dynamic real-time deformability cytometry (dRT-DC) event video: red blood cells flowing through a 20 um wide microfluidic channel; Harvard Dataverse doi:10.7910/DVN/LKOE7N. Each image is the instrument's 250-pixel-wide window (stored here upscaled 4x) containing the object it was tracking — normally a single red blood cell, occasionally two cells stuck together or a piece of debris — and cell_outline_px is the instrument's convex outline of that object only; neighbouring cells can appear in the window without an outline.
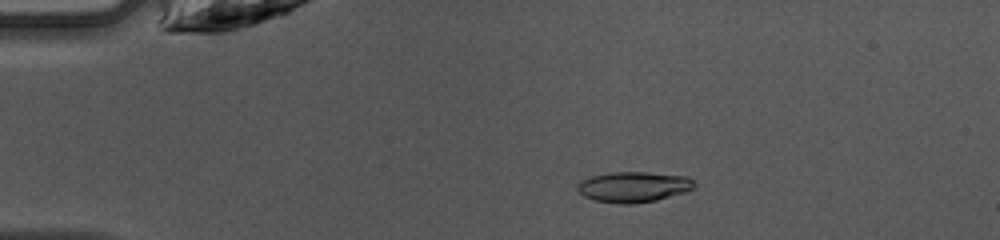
{"species": "common noctule bat (a hibernating species)", "species_latin": "Nyctalus noctula", "temperature_condition": "warm", "stored_images_in_passage": 39, "camera_frame_rate_fps": 3000, "um_per_image_px": 0.085, "animal": {"sex": "female", "body_mass_g": 10.0, "forearm_length_mm": 53.1}, "frame": {"image": 1, "passage_image": 9, "time_ms": 2.667, "image_size_px": [1000, 240], "cell_outline_px": [[696, 184], [692, 188], [684, 192], [656, 200], [632, 204], [620, 204], [596, 200], [584, 196], [576, 188], [576, 184], [580, 180], [592, 176], [612, 172], [648, 172], [688, 176]], "centroid_in_image_um": [53.83, 15.88], "position_along_channel_um": 31.2, "area_um2": 20.75}}
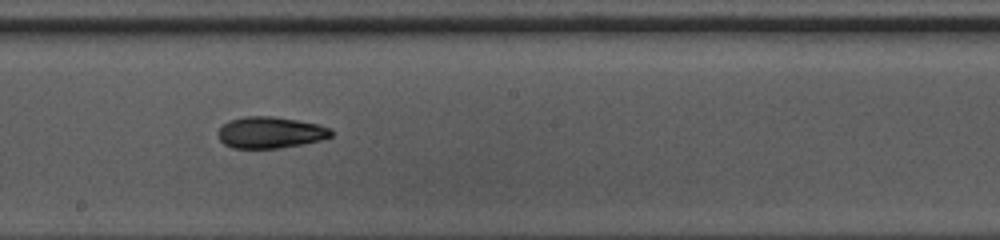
{"frame": {"image": 2, "passage_image": 26, "time_ms": 8.333, "image_size_px": [1000, 240], "cell_outline_px": [[332, 136], [320, 140], [280, 148], [232, 148], [224, 144], [220, 140], [220, 128], [228, 120], [244, 116], [272, 116], [320, 124], [332, 128]], "centroid_in_image_um": [23.0, 11.25], "position_along_channel_um": 225.2, "area_um2": 20.63}}
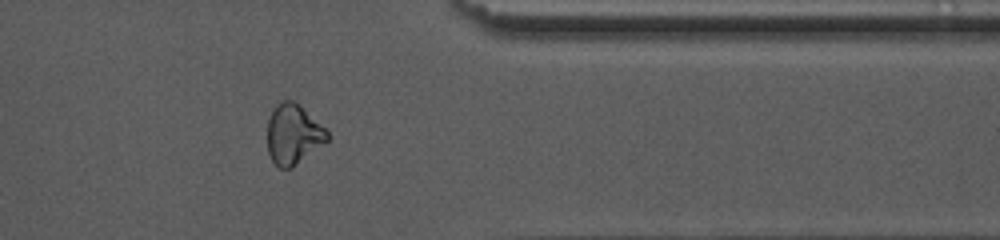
{"frame": {"image": 3, "passage_image": 38, "time_ms": 12.333, "image_size_px": [1000, 240], "cell_outline_px": [[328, 140], [292, 168], [280, 168], [272, 160], [268, 152], [268, 120], [276, 104], [280, 100], [292, 100], [324, 128], [328, 132]], "centroid_in_image_um": [24.89, 11.43], "position_along_channel_um": 386.5, "area_um2": 20.4}, "authors_computed_cell_mechanics": {"area_um2": 20.6346, "velocity_mm_per_s": 4.2611, "shape_relaxation_time_tau1_ms": 3.6735, "shape_relaxation_time_tau2_ms": 3.5893, "deformation_change_tau1": 0.1628, "deformation_change_tau2": 0.0986}}